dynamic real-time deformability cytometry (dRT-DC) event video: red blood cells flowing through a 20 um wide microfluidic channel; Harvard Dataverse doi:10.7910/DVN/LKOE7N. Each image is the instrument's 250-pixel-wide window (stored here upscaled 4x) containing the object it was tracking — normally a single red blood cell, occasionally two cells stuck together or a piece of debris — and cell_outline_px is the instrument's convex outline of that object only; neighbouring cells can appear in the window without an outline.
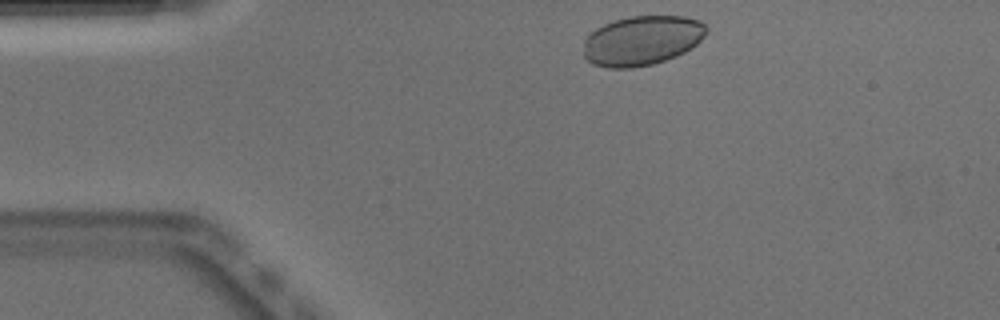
{"species": "Egyptian fruit bat (a non-hibernating species)", "species_latin": "Rousettus aegyptiacus", "temperature_condition": "warm", "stored_images_in_passage": 42, "camera_frame_rate_fps": 3000, "um_per_image_px": 0.085, "animal": {"sex": "male"}, "frame": {"image": 1, "passage_image": 1, "time_ms": 0.0, "image_size_px": [1000, 320], "cell_outline_px": [[708, 28], [704, 36], [692, 48], [676, 56], [652, 64], [632, 68], [608, 68], [592, 64], [584, 56], [584, 40], [596, 28], [612, 20], [628, 16], [684, 16], [700, 20]], "centroid_in_image_um": [54.57, 3.44], "position_along_channel_um": 30.4, "area_um2": 35.66}}